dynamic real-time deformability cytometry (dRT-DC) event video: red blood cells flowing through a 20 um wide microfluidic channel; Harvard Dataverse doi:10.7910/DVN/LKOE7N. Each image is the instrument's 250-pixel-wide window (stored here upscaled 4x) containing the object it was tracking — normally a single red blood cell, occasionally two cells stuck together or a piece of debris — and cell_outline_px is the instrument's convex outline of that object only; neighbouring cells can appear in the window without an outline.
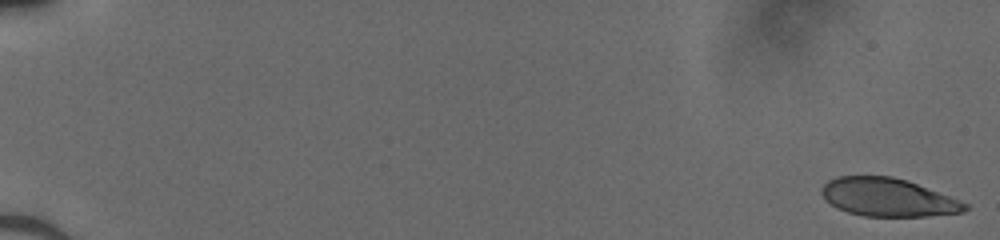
{"species": "human", "species_latin": "Homo sapiens", "temperature_condition": "cold", "stored_images_in_passage": 51, "camera_frame_rate_fps": 3000, "um_per_image_px": 0.085, "donor": {"sex": "male"}, "frame": {"image": 1, "passage_image": 1, "time_ms": 0.0, "image_size_px": [1000, 240], "cell_outline_px": [[968, 208], [964, 212], [928, 216], [864, 216], [848, 212], [836, 208], [820, 192], [820, 188], [828, 180], [836, 176], [892, 176], [908, 180], [960, 200], [968, 204]], "centroid_in_image_um": [75.48, 16.77], "position_along_channel_um": 9.5, "area_um2": 31.91}}
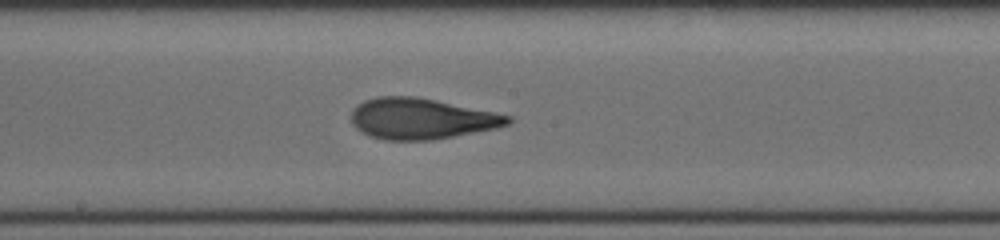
{"frame": {"image": 2, "passage_image": 30, "time_ms": 9.667, "image_size_px": [1000, 240], "cell_outline_px": [[512, 120], [508, 124], [496, 128], [432, 140], [384, 140], [368, 136], [360, 132], [352, 124], [352, 108], [364, 100], [376, 96], [416, 96], [436, 100], [512, 116]], "centroid_in_image_um": [35.76, 10.09], "position_along_channel_um": 212.4, "area_um2": 37.34}}
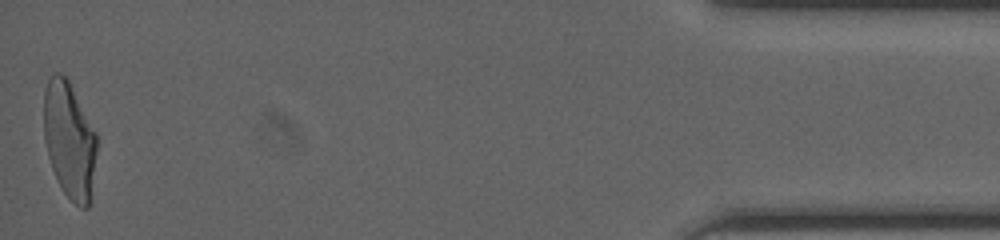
{"frame": {"image": 3, "passage_image": 51, "time_ms": 16.667, "image_size_px": [1000, 240], "cell_outline_px": [[96, 152], [88, 208], [80, 208], [64, 192], [52, 168], [48, 156], [44, 140], [44, 92], [48, 80], [56, 72], [60, 72], [68, 80], [96, 132]], "centroid_in_image_um": [5.88, 11.88], "position_along_channel_um": 429.3, "area_um2": 35.32}}